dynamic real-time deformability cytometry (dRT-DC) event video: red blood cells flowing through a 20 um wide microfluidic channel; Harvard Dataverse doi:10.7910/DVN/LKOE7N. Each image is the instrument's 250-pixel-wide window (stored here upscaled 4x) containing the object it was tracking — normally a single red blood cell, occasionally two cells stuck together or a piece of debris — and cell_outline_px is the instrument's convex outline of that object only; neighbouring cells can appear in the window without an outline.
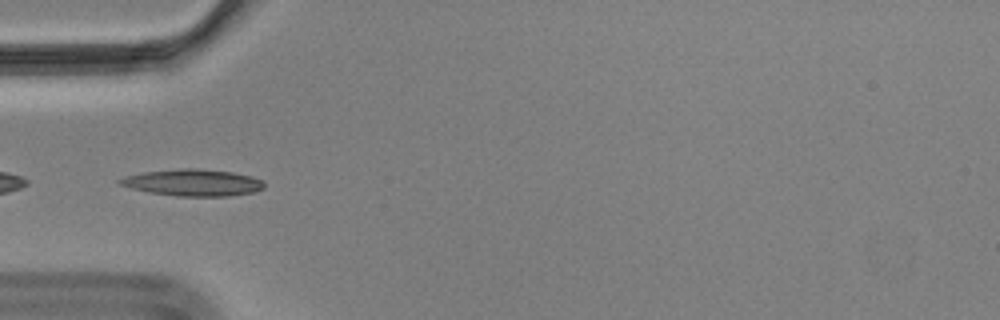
{"species": "Egyptian fruit bat (a non-hibernating species)", "species_latin": "Rousettus aegyptiacus", "temperature_condition": "cold", "stored_images_in_passage": 38, "camera_frame_rate_fps": 3000, "um_per_image_px": 0.085, "animal": {"sex": "male"}, "frame": {"image": 1, "passage_image": 1, "time_ms": 0.0, "image_size_px": [1000, 320], "cell_outline_px": [[264, 188], [252, 192], [228, 196], [176, 196], [148, 192], [116, 184], [116, 180], [124, 176], [144, 172], [180, 168], [196, 168], [232, 172], [252, 176], [264, 180]], "centroid_in_image_um": [16.37, 15.51], "position_along_channel_um": 68.6, "area_um2": 22.6}, "authors_computed_cell_mechanics": {"area_um2": 21.386, "velocity_mm_per_s": 3.5133, "shape_relaxation_time_tau1_ms": null, "shape_relaxation_time_tau2_ms": 2.7328, "deformation_change_tau1": null, "deformation_change_tau2": 0.0969}}